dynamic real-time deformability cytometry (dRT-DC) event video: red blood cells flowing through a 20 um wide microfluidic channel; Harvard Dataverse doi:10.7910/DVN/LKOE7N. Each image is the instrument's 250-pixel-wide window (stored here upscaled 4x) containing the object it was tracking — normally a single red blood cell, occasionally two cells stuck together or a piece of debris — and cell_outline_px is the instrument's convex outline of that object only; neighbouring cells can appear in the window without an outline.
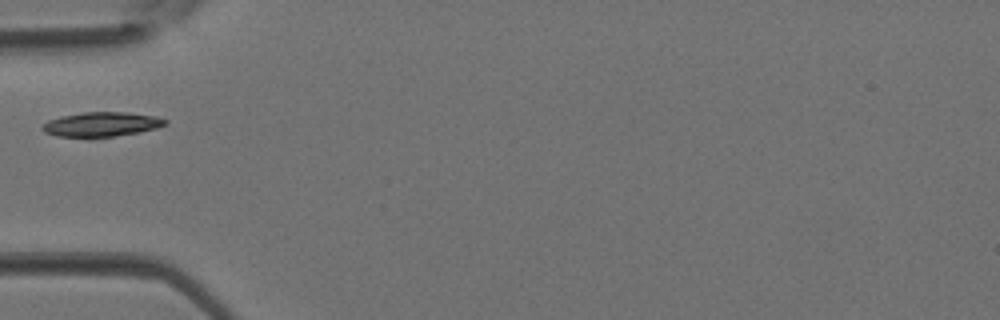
{"species": "Egyptian fruit bat (a non-hibernating species)", "species_latin": "Rousettus aegyptiacus", "temperature_condition": "room temperature", "stored_images_in_passage": 3, "camera_frame_rate_fps": 3000, "um_per_image_px": 0.085, "animal": {"sex": "female"}, "frame": {"image": 1, "passage_image": 3, "time_ms": 0.667, "image_size_px": [1000, 320], "cell_outline_px": [[168, 124], [156, 128], [140, 132], [88, 140], [56, 136], [44, 132], [40, 128], [48, 120], [64, 116], [84, 112], [128, 112], [156, 116], [168, 120]], "centroid_in_image_um": [8.61, 10.6], "position_along_channel_um": 76.4, "area_um2": 18.15}}